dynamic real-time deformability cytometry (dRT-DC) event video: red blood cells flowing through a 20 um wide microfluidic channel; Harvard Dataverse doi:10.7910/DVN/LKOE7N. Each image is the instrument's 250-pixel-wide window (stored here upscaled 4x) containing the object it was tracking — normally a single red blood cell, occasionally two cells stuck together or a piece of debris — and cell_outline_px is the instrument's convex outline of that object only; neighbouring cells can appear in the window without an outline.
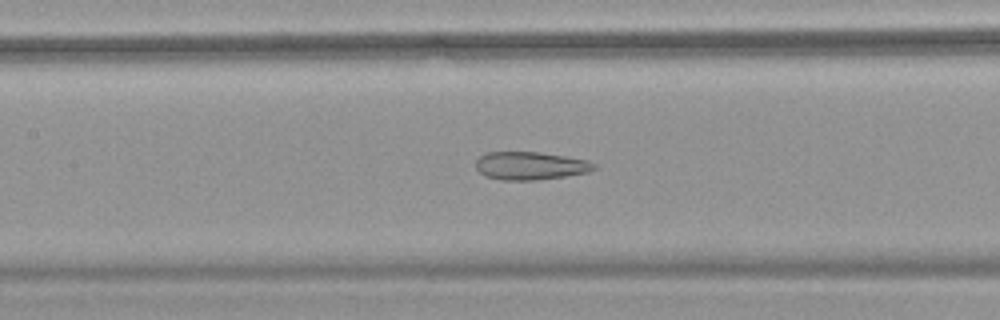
{"species": "common noctule bat (a hibernating species)", "species_latin": "Nyctalus noctula", "temperature_condition": "warm", "stored_images_in_passage": 37, "camera_frame_rate_fps": 3000, "um_per_image_px": 0.085, "animal": {"sex": "female", "body_mass_g": 18.4}, "frame": {"image": 1, "passage_image": 9, "time_ms": 2.667, "image_size_px": [1000, 320], "cell_outline_px": [[596, 168], [588, 172], [564, 176], [536, 180], [504, 180], [484, 176], [476, 168], [476, 160], [480, 156], [488, 152], [540, 152], [588, 160], [596, 164]], "centroid_in_image_um": [45.07, 14.09], "position_along_channel_um": 162.3, "area_um2": 19.25}}
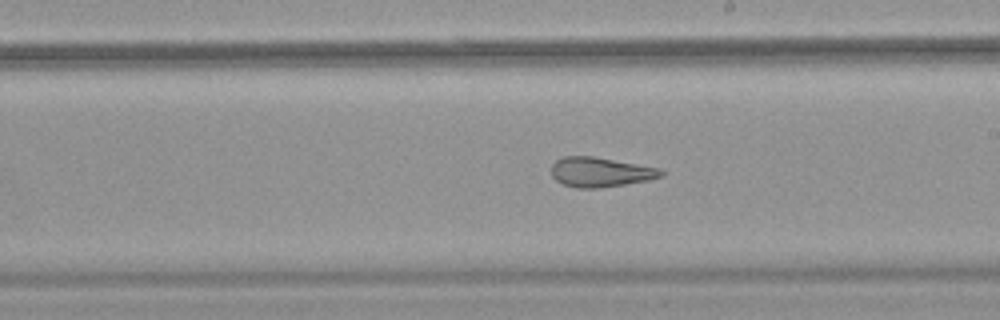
{"frame": {"image": 2, "passage_image": 15, "time_ms": 4.667, "image_size_px": [1000, 320], "cell_outline_px": [[664, 176], [648, 180], [600, 188], [576, 188], [564, 184], [556, 180], [552, 176], [552, 164], [556, 160], [564, 156], [592, 156], [660, 168], [664, 172]], "centroid_in_image_um": [51.04, 14.63], "position_along_channel_um": 238.0, "area_um2": 18.9}}
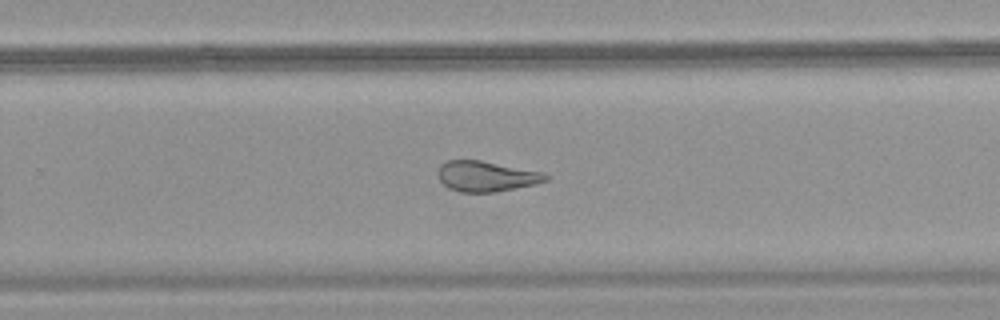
{"frame": {"image": 3, "passage_image": 19, "time_ms": 6.0, "image_size_px": [1000, 320], "cell_outline_px": [[548, 180], [536, 184], [496, 192], [460, 192], [448, 188], [440, 180], [440, 168], [448, 160], [480, 160], [544, 172], [548, 176]], "centroid_in_image_um": [41.39, 14.99], "position_along_channel_um": 288.4, "area_um2": 18.9}, "authors_computed_cell_mechanics": {"area_um2": 20.3456, "velocity_mm_per_s": 3.8114, "shape_relaxation_time_tau1_ms": null, "shape_relaxation_time_tau2_ms": 1.938, "deformation_change_tau1": null, "deformation_change_tau2": 0.1078}}